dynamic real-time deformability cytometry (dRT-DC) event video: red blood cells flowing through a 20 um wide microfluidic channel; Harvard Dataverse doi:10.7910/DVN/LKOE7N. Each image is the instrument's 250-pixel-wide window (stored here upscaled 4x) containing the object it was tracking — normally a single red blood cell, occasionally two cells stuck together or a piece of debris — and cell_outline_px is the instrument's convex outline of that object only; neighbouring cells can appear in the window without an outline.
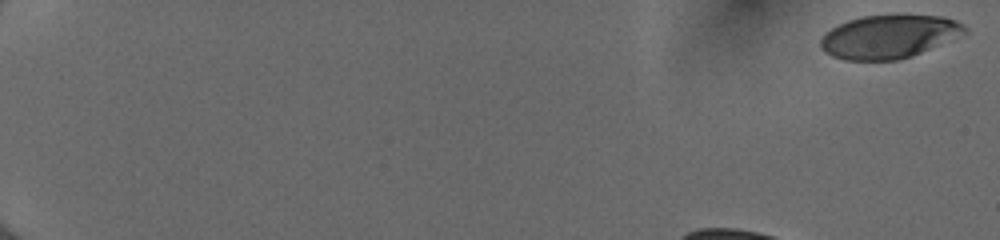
{"species": "human", "species_latin": "Homo sapiens", "temperature_condition": "cold", "stored_images_in_passage": 46, "camera_frame_rate_fps": 3000, "um_per_image_px": 0.085, "donor": {"sex": "female"}, "frame": {"image": 1, "passage_image": 1, "time_ms": 0.0, "image_size_px": [1000, 240], "cell_outline_px": [[968, 32], [912, 56], [900, 60], [844, 60], [832, 56], [820, 44], [820, 40], [832, 28], [848, 20], [864, 16], [940, 16], [956, 20], [964, 24], [968, 28]], "centroid_in_image_um": [75.6, 3.12], "position_along_channel_um": 9.4, "area_um2": 35.78}}
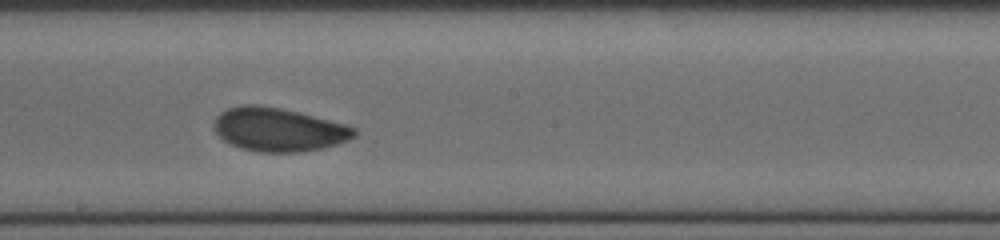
{"frame": {"image": 2, "passage_image": 28, "time_ms": 9.0, "image_size_px": [1000, 240], "cell_outline_px": [[356, 136], [348, 140], [324, 148], [300, 152], [256, 152], [240, 148], [224, 140], [216, 132], [212, 124], [216, 116], [220, 112], [228, 108], [240, 104], [256, 104], [280, 108], [344, 124], [356, 128]], "centroid_in_image_um": [23.64, 11.01], "position_along_channel_um": 224.6, "area_um2": 35.55}}
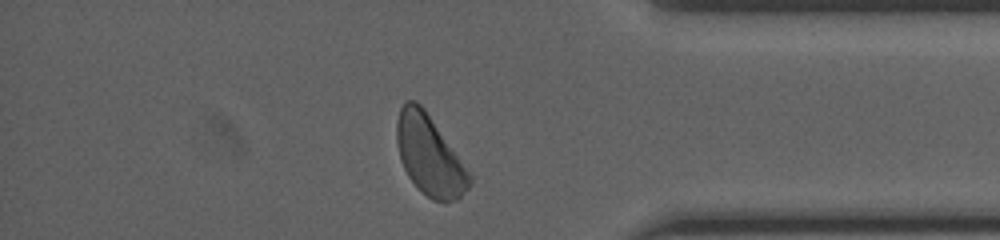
{"frame": {"image": 3, "passage_image": 42, "time_ms": 13.667, "image_size_px": [1000, 240], "cell_outline_px": [[472, 180], [468, 188], [456, 200], [444, 204], [432, 200], [408, 176], [400, 160], [396, 140], [396, 120], [400, 108], [408, 100], [416, 100], [424, 108], [472, 176]], "centroid_in_image_um": [36.49, 13.22], "position_along_channel_um": 398.7, "area_um2": 33.47}, "authors_computed_cell_mechanics": {"area_um2": 35.4314, "velocity_mm_per_s": 3.9969, "shape_relaxation_time_tau1_ms": 3.5038, "shape_relaxation_time_tau2_ms": 1.4746, "deformation_change_tau1": 0.1066, "deformation_change_tau2": 0.0571}}